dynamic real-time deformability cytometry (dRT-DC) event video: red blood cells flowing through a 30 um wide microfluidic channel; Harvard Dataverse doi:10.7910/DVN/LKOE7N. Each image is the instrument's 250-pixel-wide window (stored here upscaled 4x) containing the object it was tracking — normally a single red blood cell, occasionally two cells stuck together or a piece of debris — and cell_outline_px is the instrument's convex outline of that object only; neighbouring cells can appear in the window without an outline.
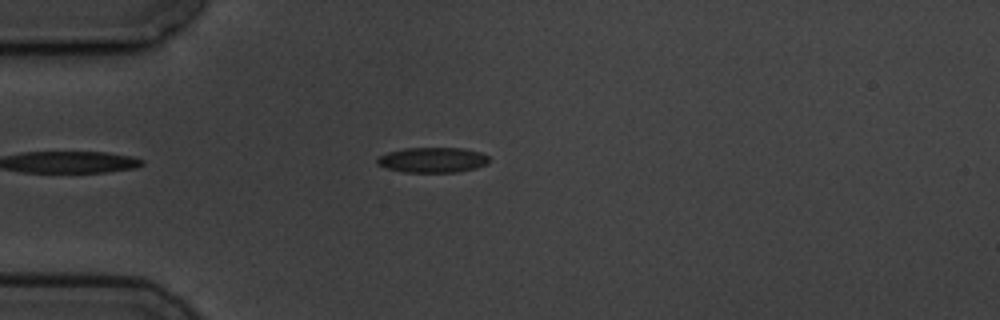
{"species": "common noctule bat (a hibernating species)", "species_latin": "Nyctalus noctula", "temperature_condition": "cold", "stored_images_in_passage": 2, "camera_frame_rate_fps": 3000, "um_per_image_px": 0.085, "animal": {"sex": "male", "body_mass_g": 19.5, "forearm_length_mm": 54.6}, "frame": {"image": 1, "passage_image": 2, "time_ms": 1.0, "image_size_px": [1000, 320], "cell_outline_px": [[488, 164], [476, 168], [456, 172], [404, 172], [384, 168], [376, 164], [376, 160], [380, 156], [388, 152], [404, 148], [464, 148], [480, 152], [488, 156]], "centroid_in_image_um": [36.75, 13.6], "position_along_channel_um": 48.2, "area_um2": 16.53}}